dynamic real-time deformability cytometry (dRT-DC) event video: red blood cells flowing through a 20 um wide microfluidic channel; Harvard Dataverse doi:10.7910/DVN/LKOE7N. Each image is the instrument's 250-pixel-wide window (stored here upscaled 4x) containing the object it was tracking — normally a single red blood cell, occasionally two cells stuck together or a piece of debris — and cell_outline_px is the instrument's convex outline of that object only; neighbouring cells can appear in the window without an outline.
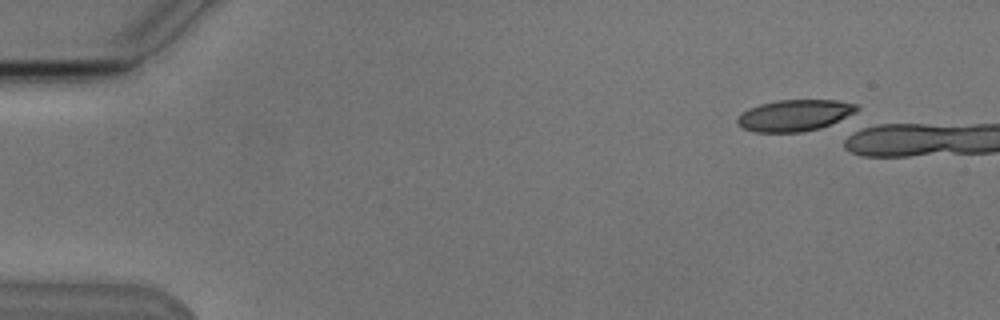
{"species": "Egyptian fruit bat (a non-hibernating species)", "species_latin": "Rousettus aegyptiacus", "temperature_condition": "cold", "stored_images_in_passage": 1, "camera_frame_rate_fps": 3000, "um_per_image_px": 0.085, "animal": {"sex": "male"}, "frame": {"image": 1, "passage_image": 1, "time_ms": 0.0, "image_size_px": [1000, 320], "cell_outline_px": [[860, 108], [856, 112], [820, 128], [800, 132], [756, 132], [744, 128], [736, 124], [736, 120], [748, 108], [760, 104], [776, 100], [836, 100], [856, 104]], "centroid_in_image_um": [67.53, 9.8], "position_along_channel_um": 17.5, "area_um2": 21.68}}